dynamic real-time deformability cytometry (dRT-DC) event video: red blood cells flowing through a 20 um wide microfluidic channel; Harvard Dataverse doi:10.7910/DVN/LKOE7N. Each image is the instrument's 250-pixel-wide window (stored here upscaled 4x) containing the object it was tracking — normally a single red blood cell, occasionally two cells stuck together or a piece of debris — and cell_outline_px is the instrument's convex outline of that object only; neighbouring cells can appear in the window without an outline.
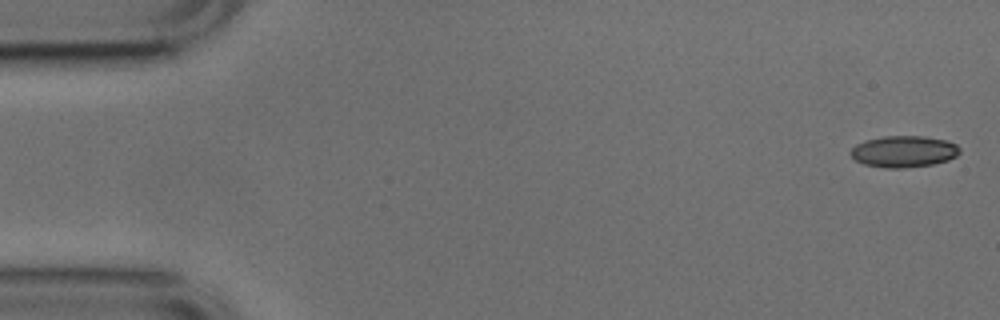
{"species": "common noctule bat (a hibernating species)", "species_latin": "Nyctalus noctula", "temperature_condition": "cold", "stored_images_in_passage": 13, "camera_frame_rate_fps": 3000, "um_per_image_px": 0.085, "animal": {"sex": "male", "body_mass_g": 17.9, "forearm_length_mm": 54.2}, "frame": {"image": 1, "passage_image": 1, "time_ms": 0.0, "image_size_px": [1000, 320], "cell_outline_px": [[960, 152], [956, 156], [948, 160], [932, 164], [904, 168], [884, 168], [864, 164], [856, 160], [848, 152], [856, 144], [864, 140], [884, 136], [924, 136], [944, 140], [956, 144], [960, 148]], "centroid_in_image_um": [76.8, 12.87], "position_along_channel_um": 8.2, "area_um2": 20.06}}